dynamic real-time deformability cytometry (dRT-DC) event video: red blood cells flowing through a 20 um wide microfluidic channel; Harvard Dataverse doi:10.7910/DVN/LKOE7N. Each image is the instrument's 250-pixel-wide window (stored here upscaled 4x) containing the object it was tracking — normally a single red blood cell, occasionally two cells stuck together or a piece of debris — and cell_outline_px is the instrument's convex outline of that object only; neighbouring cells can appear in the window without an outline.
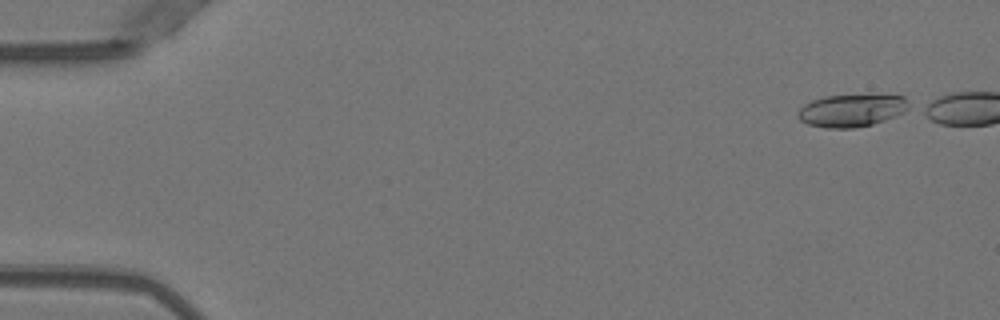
{"species": "Egyptian fruit bat (a non-hibernating species)", "species_latin": "Rousettus aegyptiacus", "temperature_condition": "warm", "stored_images_in_passage": 40, "camera_frame_rate_fps": 3000, "um_per_image_px": 0.085, "animal": {"sex": "female"}, "frame": {"image": 1, "passage_image": 1, "time_ms": 0.0, "image_size_px": [1000, 320], "cell_outline_px": [[912, 108], [904, 112], [884, 120], [872, 124], [852, 128], [824, 128], [808, 124], [800, 120], [796, 116], [796, 112], [804, 104], [812, 100], [824, 96], [904, 96]], "centroid_in_image_um": [72.35, 9.4], "position_along_channel_um": 12.7, "area_um2": 20.81}}
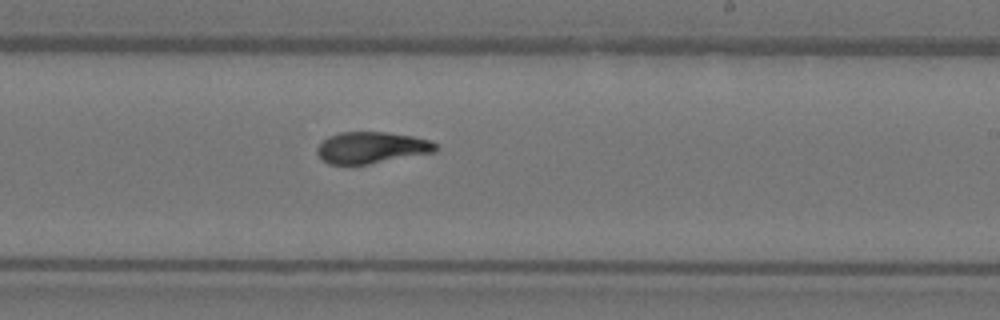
{"frame": {"image": 2, "passage_image": 29, "time_ms": 9.333, "image_size_px": [1000, 320], "cell_outline_px": [[440, 148], [436, 152], [368, 164], [328, 164], [316, 152], [316, 148], [328, 136], [340, 132], [384, 132], [412, 136], [432, 140]], "centroid_in_image_um": [31.62, 12.54], "position_along_channel_um": 257.4, "area_um2": 21.79}}
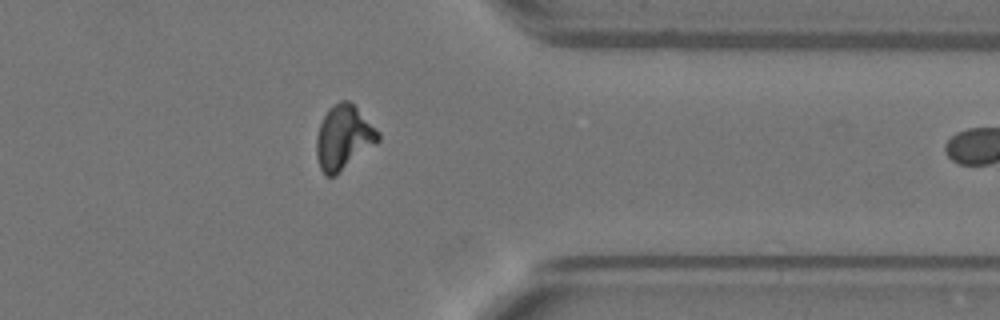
{"frame": {"image": 3, "passage_image": 39, "time_ms": 12.667, "image_size_px": [1000, 320], "cell_outline_px": [[380, 140], [376, 144], [336, 176], [324, 176], [320, 168], [316, 156], [316, 136], [320, 124], [328, 108], [332, 104], [340, 100], [348, 100], [380, 132]], "centroid_in_image_um": [29.19, 11.71], "position_along_channel_um": 382.2, "area_um2": 23.24}}